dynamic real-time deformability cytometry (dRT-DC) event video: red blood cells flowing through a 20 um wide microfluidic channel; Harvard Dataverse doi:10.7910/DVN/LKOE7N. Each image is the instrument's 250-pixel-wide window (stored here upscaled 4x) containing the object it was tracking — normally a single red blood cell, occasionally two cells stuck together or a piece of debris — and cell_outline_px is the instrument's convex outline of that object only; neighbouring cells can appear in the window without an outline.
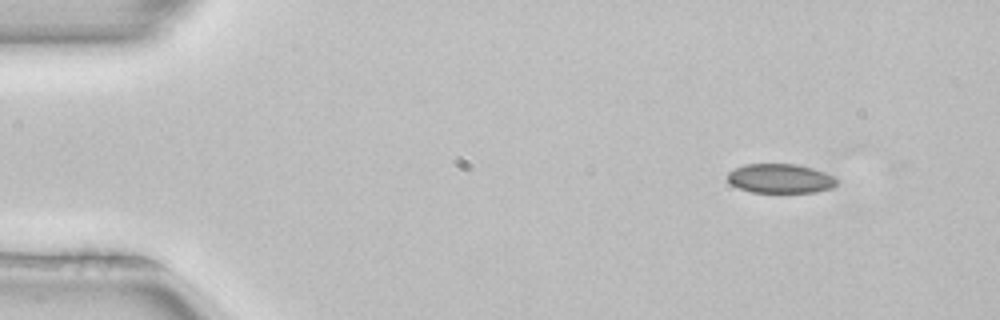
{"species": "common noctule bat (a hibernating species)", "species_latin": "Nyctalus noctula", "temperature_condition": "room temperature", "stored_images_in_passage": 4, "camera_frame_rate_fps": 3000, "um_per_image_px": 0.085, "animal": {"sex": "female", "body_mass_g": 22.7, "forearm_length_mm": 54.2}, "frame": {"image": 1, "passage_image": 2, "time_ms": 0.333, "image_size_px": [1000, 320], "cell_outline_px": [[840, 180], [832, 188], [816, 192], [752, 192], [740, 188], [732, 184], [728, 180], [728, 172], [744, 164], [796, 164], [812, 168], [836, 176]], "centroid_in_image_um": [66.38, 15.17], "position_along_channel_um": 18.6, "area_um2": 18.67}}
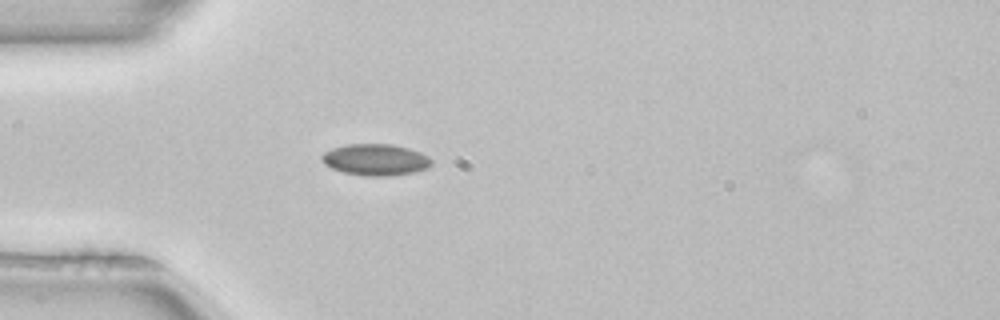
{"frame": {"image": 2, "passage_image": 4, "time_ms": 1.0, "image_size_px": [1000, 320], "cell_outline_px": [[432, 164], [428, 168], [412, 172], [392, 176], [368, 176], [344, 172], [332, 168], [324, 164], [320, 160], [320, 156], [324, 152], [332, 148], [348, 144], [392, 144], [408, 148], [420, 152], [428, 156], [432, 160]], "centroid_in_image_um": [31.91, 13.57], "position_along_channel_um": 53.1, "area_um2": 20.17}}